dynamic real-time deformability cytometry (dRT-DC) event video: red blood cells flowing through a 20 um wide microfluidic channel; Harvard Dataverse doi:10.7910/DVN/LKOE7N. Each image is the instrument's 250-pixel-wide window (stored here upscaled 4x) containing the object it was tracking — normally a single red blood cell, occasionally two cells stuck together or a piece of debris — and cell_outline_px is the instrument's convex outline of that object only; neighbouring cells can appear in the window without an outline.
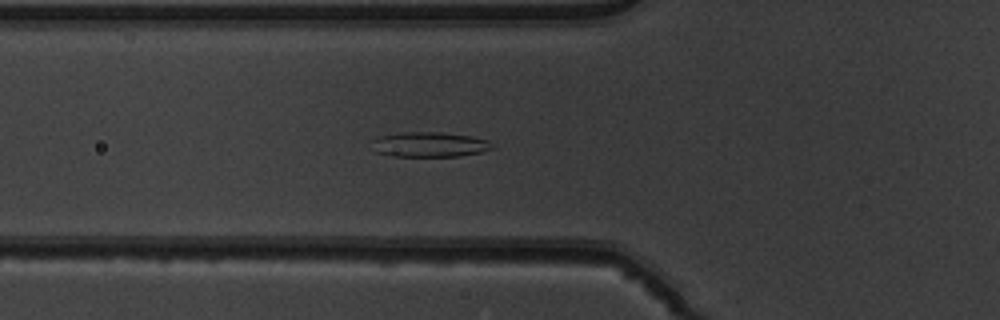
{"species": "common noctule bat (a hibernating species)", "species_latin": "Nyctalus noctula", "temperature_condition": "warm", "stored_images_in_passage": 39, "camera_frame_rate_fps": 3000, "um_per_image_px": 0.085, "animal": {"sex": "male", "body_mass_g": 19.5, "forearm_length_mm": 54.6}, "frame": {"image": 1, "passage_image": 7, "time_ms": 2.0, "image_size_px": [1000, 320], "cell_outline_px": [[496, 148], [480, 152], [460, 156], [388, 156], [376, 152], [372, 140], [380, 136], [404, 132], [440, 132], [472, 136], [488, 140]], "centroid_in_image_um": [36.54, 12.28], "position_along_channel_um": 89.3, "area_um2": 17.51}}
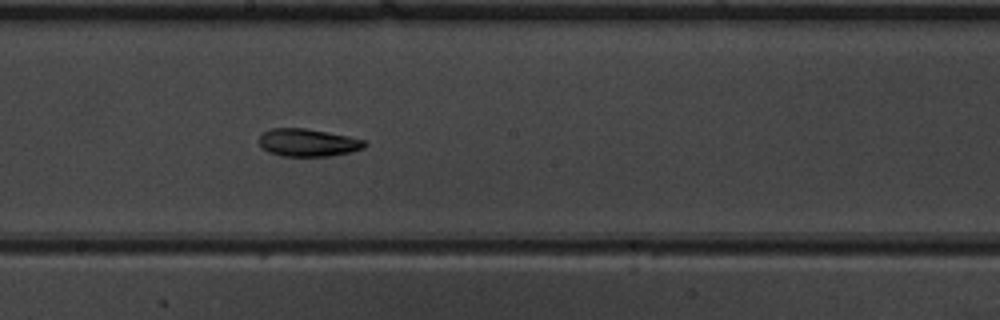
{"frame": {"image": 2, "passage_image": 17, "time_ms": 5.333, "image_size_px": [1000, 320], "cell_outline_px": [[368, 144], [364, 148], [352, 152], [328, 156], [284, 156], [268, 152], [260, 148], [260, 136], [264, 132], [272, 128], [304, 128], [348, 136], [364, 140]], "centroid_in_image_um": [26.18, 12.13], "position_along_channel_um": 222.0, "area_um2": 16.99}}
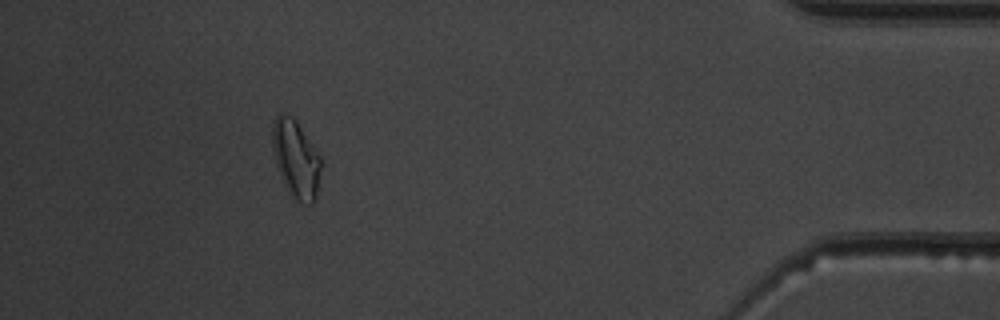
{"frame": {"image": 3, "passage_image": 35, "time_ms": 11.333, "image_size_px": [1000, 320], "cell_outline_px": [[320, 168], [316, 196], [312, 204], [300, 204], [288, 192], [284, 184], [276, 164], [272, 148], [272, 128], [276, 116], [280, 112], [292, 116], [296, 120], [320, 156]], "centroid_in_image_um": [25.13, 13.51], "position_along_channel_um": 410.1, "area_um2": 21.85}}